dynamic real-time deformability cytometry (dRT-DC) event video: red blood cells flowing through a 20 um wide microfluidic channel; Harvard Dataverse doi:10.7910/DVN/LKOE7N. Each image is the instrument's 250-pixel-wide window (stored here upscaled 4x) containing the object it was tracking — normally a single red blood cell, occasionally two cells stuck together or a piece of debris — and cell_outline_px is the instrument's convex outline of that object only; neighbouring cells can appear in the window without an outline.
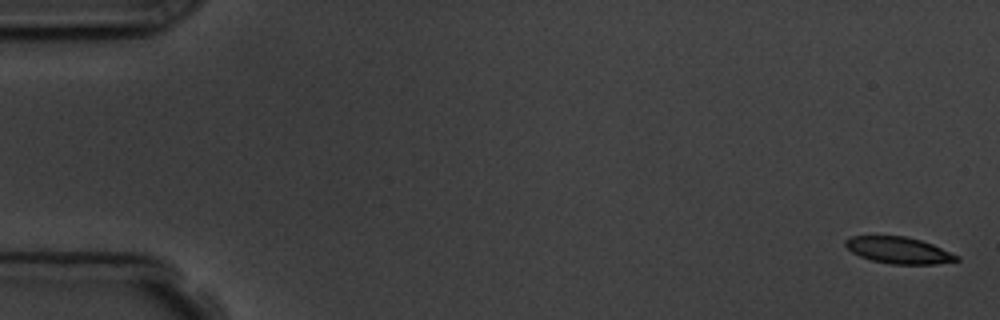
{"species": "common noctule bat (a hibernating species)", "species_latin": "Nyctalus noctula", "temperature_condition": "room temperature", "stored_images_in_passage": 6, "camera_frame_rate_fps": 3000, "um_per_image_px": 0.085, "animal": {"sex": "male", "body_mass_g": 19.5, "forearm_length_mm": 54.6}, "frame": {"image": 1, "passage_image": 1, "time_ms": 0.0, "image_size_px": [1000, 320], "cell_outline_px": [[960, 260], [936, 264], [892, 264], [872, 260], [860, 256], [852, 252], [844, 244], [844, 240], [852, 236], [904, 236], [920, 240], [932, 244], [960, 256]], "centroid_in_image_um": [76.4, 21.27], "position_along_channel_um": 8.6, "area_um2": 17.11}}